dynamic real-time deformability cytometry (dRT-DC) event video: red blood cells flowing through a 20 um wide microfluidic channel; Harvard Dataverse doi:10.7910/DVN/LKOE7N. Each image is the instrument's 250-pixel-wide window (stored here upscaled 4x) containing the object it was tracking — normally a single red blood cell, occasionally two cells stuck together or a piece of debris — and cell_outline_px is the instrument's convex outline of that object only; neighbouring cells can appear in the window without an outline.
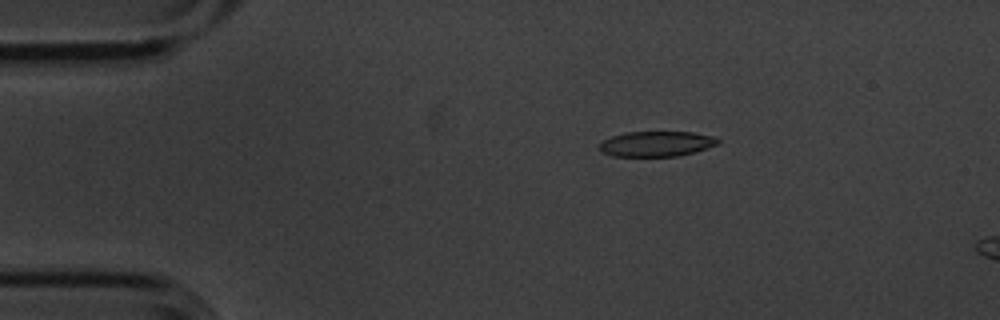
{"species": "common noctule bat (a hibernating species)", "species_latin": "Nyctalus noctula", "temperature_condition": "cold", "stored_images_in_passage": 5, "camera_frame_rate_fps": 3000, "um_per_image_px": 0.085, "animal": {"sex": "male", "body_mass_g": 20.1, "forearm_length_mm": 53.5}, "frame": {"image": 1, "passage_image": 3, "time_ms": 0.667, "image_size_px": [1000, 320], "cell_outline_px": [[720, 144], [692, 152], [676, 156], [612, 156], [600, 152], [596, 148], [604, 140], [612, 136], [624, 132], [692, 132], [716, 136], [720, 140]], "centroid_in_image_um": [55.78, 12.22], "position_along_channel_um": 29.2, "area_um2": 17.57}}